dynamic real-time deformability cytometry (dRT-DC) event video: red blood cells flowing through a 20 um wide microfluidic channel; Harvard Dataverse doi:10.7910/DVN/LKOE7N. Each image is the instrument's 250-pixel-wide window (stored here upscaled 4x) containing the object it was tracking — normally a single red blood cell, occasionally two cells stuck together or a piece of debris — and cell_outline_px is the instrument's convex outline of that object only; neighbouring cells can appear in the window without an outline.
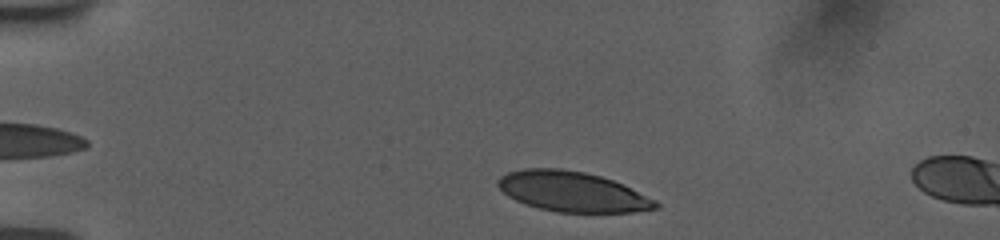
{"species": "human", "species_latin": "Homo sapiens", "temperature_condition": "room temperature", "stored_images_in_passage": 7, "camera_frame_rate_fps": 3000, "um_per_image_px": 0.085, "donor": {"sex": "female"}, "frame": {"image": 1, "passage_image": 3, "time_ms": 0.667, "image_size_px": [1000, 240], "cell_outline_px": [[660, 208], [632, 212], [556, 212], [524, 204], [508, 196], [496, 184], [496, 180], [500, 176], [508, 172], [524, 168], [560, 168], [584, 172], [600, 176], [612, 180], [656, 200], [660, 204]], "centroid_in_image_um": [48.62, 16.29], "position_along_channel_um": 36.4, "area_um2": 36.76}}